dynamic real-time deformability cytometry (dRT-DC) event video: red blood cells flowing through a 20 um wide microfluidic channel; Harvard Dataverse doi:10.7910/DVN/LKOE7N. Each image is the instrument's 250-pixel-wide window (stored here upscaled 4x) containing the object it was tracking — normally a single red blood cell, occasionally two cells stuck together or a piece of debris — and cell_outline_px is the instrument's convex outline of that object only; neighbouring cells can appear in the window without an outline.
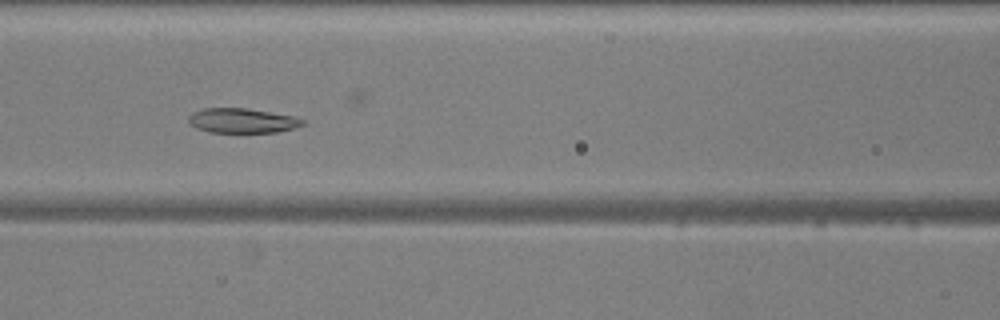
{"species": "common noctule bat (a hibernating species)", "species_latin": "Nyctalus noctula", "temperature_condition": "warm", "stored_images_in_passage": 53, "camera_frame_rate_fps": 3000, "um_per_image_px": 0.085, "animal": {"sex": "male", "body_mass_g": 20.5, "forearm_length_mm": 52.5}, "frame": {"image": 1, "passage_image": 22, "time_ms": 7.0, "image_size_px": [1000, 320], "cell_outline_px": [[304, 124], [292, 128], [276, 132], [240, 136], [208, 132], [196, 128], [188, 124], [188, 116], [192, 112], [204, 108], [244, 108], [296, 116], [304, 120]], "centroid_in_image_um": [20.54, 10.31], "position_along_channel_um": 146.1, "area_um2": 17.4}}
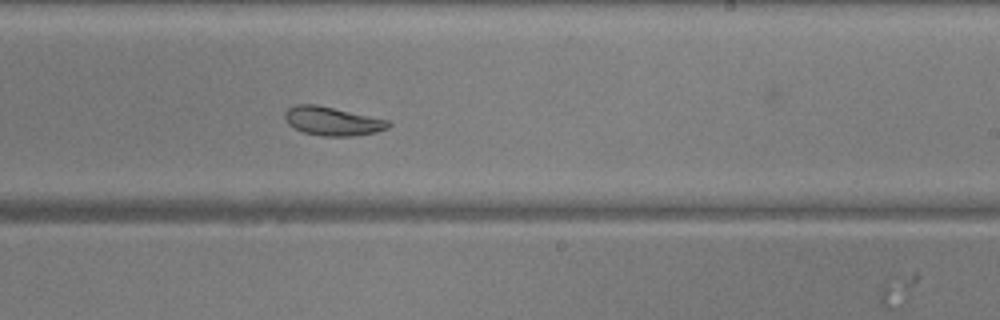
{"frame": {"image": 2, "passage_image": 31, "time_ms": 10.0, "image_size_px": [1000, 320], "cell_outline_px": [[392, 124], [388, 128], [376, 132], [352, 136], [324, 136], [304, 132], [288, 124], [284, 116], [284, 112], [288, 108], [296, 104], [316, 104], [388, 120]], "centroid_in_image_um": [28.25, 10.29], "position_along_channel_um": 260.8, "area_um2": 17.17}}
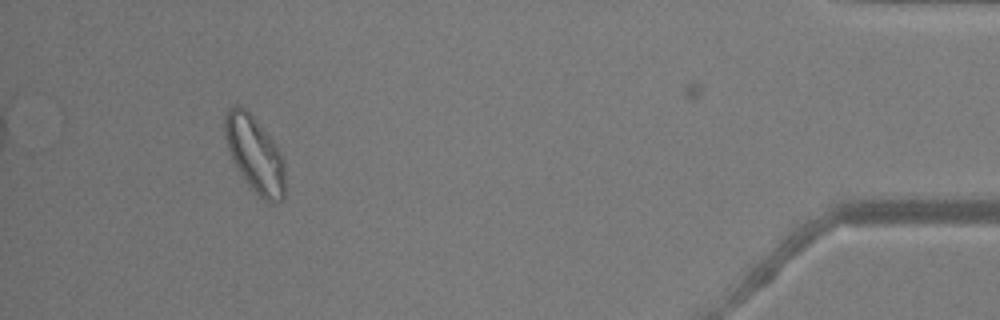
{"frame": {"image": 3, "passage_image": 48, "time_ms": 15.667, "image_size_px": [1000, 320], "cell_outline_px": [[284, 200], [276, 204], [268, 204], [248, 184], [232, 160], [224, 136], [224, 112], [228, 108], [236, 104], [244, 108], [256, 120], [272, 140], [280, 152], [284, 160]], "centroid_in_image_um": [21.65, 13.13], "position_along_channel_um": 413.6, "area_um2": 26.65}}